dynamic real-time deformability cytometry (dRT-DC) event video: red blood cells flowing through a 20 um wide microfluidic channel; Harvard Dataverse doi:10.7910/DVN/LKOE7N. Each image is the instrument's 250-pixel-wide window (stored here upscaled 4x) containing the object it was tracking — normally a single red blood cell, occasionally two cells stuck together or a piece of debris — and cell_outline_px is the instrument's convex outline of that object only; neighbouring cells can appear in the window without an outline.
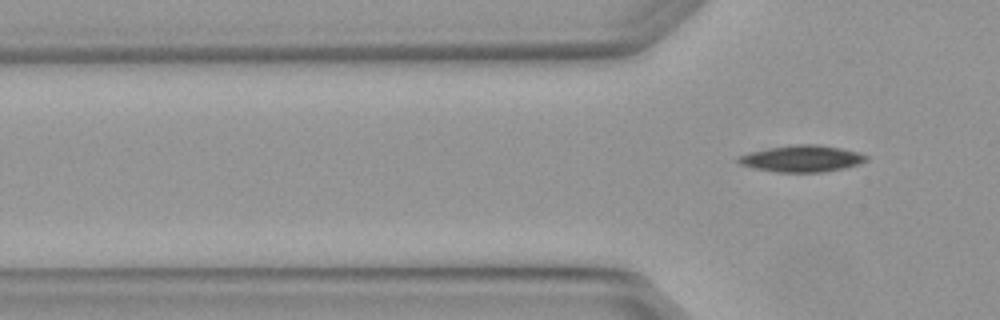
{"species": "Egyptian fruit bat (a non-hibernating species)", "species_latin": "Rousettus aegyptiacus", "temperature_condition": "warm", "stored_images_in_passage": 5, "camera_frame_rate_fps": 3000, "um_per_image_px": 0.085, "animal": {"sex": "female"}, "frame": {"image": 1, "passage_image": 5, "time_ms": 1.333, "image_size_px": [1000, 320], "cell_outline_px": [[868, 160], [860, 164], [844, 168], [820, 172], [776, 172], [752, 168], [740, 164], [736, 160], [736, 156], [748, 152], [768, 148], [796, 144], [816, 144], [840, 148], [856, 152], [868, 156]], "centroid_in_image_um": [68.11, 13.48], "position_along_channel_um": 57.7, "area_um2": 19.88}}